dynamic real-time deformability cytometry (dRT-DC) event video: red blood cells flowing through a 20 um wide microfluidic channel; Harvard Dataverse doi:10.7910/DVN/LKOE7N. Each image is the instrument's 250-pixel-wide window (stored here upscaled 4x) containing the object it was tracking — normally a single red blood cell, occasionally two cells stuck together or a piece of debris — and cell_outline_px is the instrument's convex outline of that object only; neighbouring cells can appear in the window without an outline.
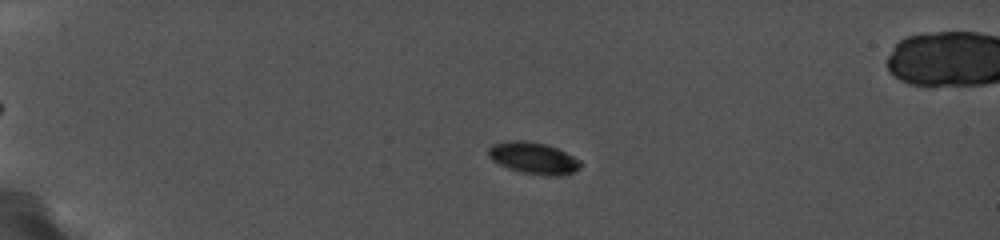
{"species": "common noctule bat (a hibernating species)", "species_latin": "Nyctalus noctula", "temperature_condition": "cold", "stored_images_in_passage": 47, "camera_frame_rate_fps": 5000, "um_per_image_px": 0.085, "animal": {"sex": "female", "body_mass_g": 19.0, "forearm_length_mm": 56.7}, "frame": {"image": 1, "passage_image": 13, "time_ms": 4.4, "image_size_px": [1000, 240], "cell_outline_px": [[584, 164], [580, 168], [564, 176], [544, 176], [520, 172], [508, 168], [492, 160], [488, 156], [488, 148], [492, 144], [524, 140], [544, 144], [556, 148], [580, 160]], "centroid_in_image_um": [45.37, 13.47], "position_along_channel_um": 39.6, "area_um2": 16.94}}
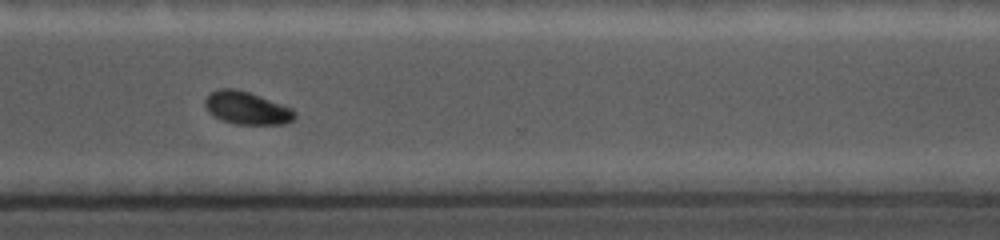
{"frame": {"image": 2, "passage_image": 40, "time_ms": 14.4, "image_size_px": [1000, 240], "cell_outline_px": [[296, 116], [292, 120], [284, 124], [236, 124], [224, 120], [208, 112], [208, 96], [212, 92], [228, 88], [248, 92], [292, 108], [296, 112]], "centroid_in_image_um": [21.06, 9.21], "position_along_channel_um": 349.5, "area_um2": 16.36}}
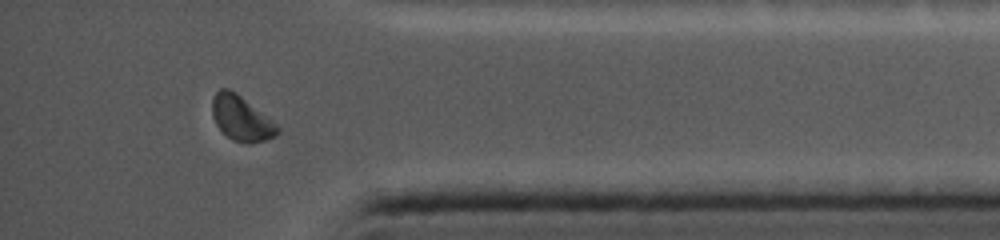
{"frame": {"image": 3, "passage_image": 45, "time_ms": 16.2, "image_size_px": [1000, 240], "cell_outline_px": [[280, 132], [276, 136], [252, 144], [248, 144], [232, 140], [216, 124], [212, 116], [212, 100], [216, 92], [220, 88], [224, 88], [232, 92], [276, 124], [280, 128]], "centroid_in_image_um": [20.5, 10.12], "position_along_channel_um": 414.7, "area_um2": 16.36}}